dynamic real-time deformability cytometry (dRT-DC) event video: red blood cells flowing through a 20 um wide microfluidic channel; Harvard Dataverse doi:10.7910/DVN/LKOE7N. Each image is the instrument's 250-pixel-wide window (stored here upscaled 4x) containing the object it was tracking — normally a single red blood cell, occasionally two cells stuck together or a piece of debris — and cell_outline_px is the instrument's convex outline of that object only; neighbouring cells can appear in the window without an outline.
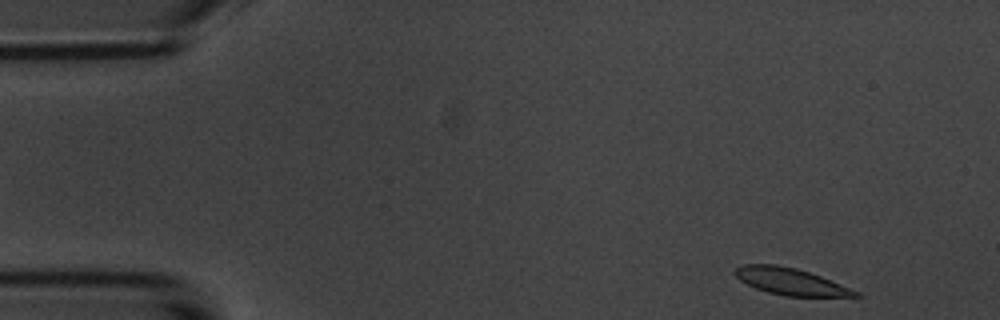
{"species": "common noctule bat (a hibernating species)", "species_latin": "Nyctalus noctula", "temperature_condition": "room temperature", "stored_images_in_passage": 5, "camera_frame_rate_fps": 3000, "um_per_image_px": 0.085, "animal": {"sex": "male", "body_mass_g": 20.1, "forearm_length_mm": 53.5}, "frame": {"image": 1, "passage_image": 1, "time_ms": 0.0, "image_size_px": [1000, 320], "cell_outline_px": [[864, 296], [784, 296], [768, 292], [756, 288], [740, 280], [732, 272], [736, 268], [744, 264], [776, 264], [796, 268], [820, 276], [860, 292]], "centroid_in_image_um": [67.18, 23.92], "position_along_channel_um": 17.8, "area_um2": 18.61}}
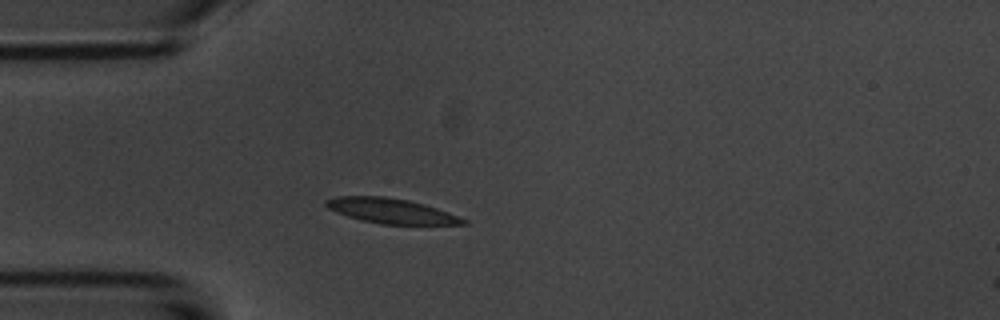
{"frame": {"image": 2, "passage_image": 4, "time_ms": 3.333, "image_size_px": [1000, 320], "cell_outline_px": [[468, 224], [380, 224], [360, 220], [336, 212], [328, 208], [324, 204], [324, 200], [336, 196], [384, 196], [408, 200], [424, 204], [436, 208], [468, 220]], "centroid_in_image_um": [33.2, 17.92], "position_along_channel_um": 51.8, "area_um2": 19.88}}